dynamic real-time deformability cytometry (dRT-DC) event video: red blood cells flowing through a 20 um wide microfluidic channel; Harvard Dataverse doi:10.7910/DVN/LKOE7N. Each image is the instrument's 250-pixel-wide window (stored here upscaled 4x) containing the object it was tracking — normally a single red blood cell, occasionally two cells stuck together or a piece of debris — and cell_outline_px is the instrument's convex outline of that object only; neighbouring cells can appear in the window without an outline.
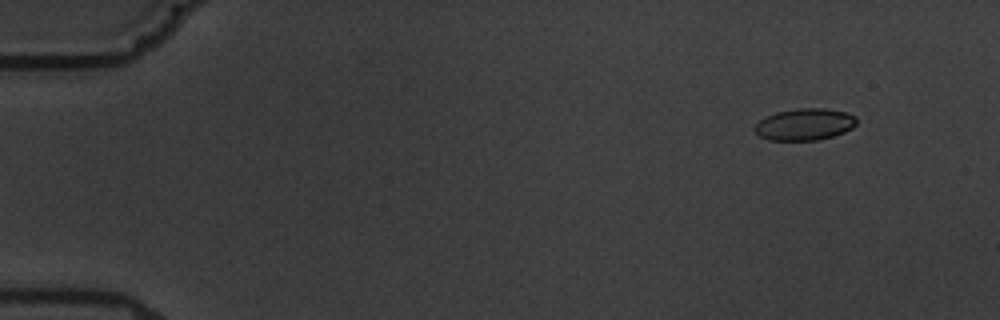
{"species": "common noctule bat (a hibernating species)", "species_latin": "Nyctalus noctula", "temperature_condition": "warm", "stored_images_in_passage": 6, "camera_frame_rate_fps": 3000, "um_per_image_px": 0.085, "animal": {"sex": "male", "body_mass_g": 19.5, "forearm_length_mm": 54.6}, "frame": {"image": 1, "passage_image": 2, "time_ms": 1.333, "image_size_px": [1000, 320], "cell_outline_px": [[856, 124], [852, 128], [844, 132], [832, 136], [816, 140], [768, 140], [760, 136], [752, 128], [760, 120], [776, 112], [800, 108], [824, 108], [844, 112], [856, 116]], "centroid_in_image_um": [68.39, 10.57], "position_along_channel_um": 16.6, "area_um2": 18.73}}
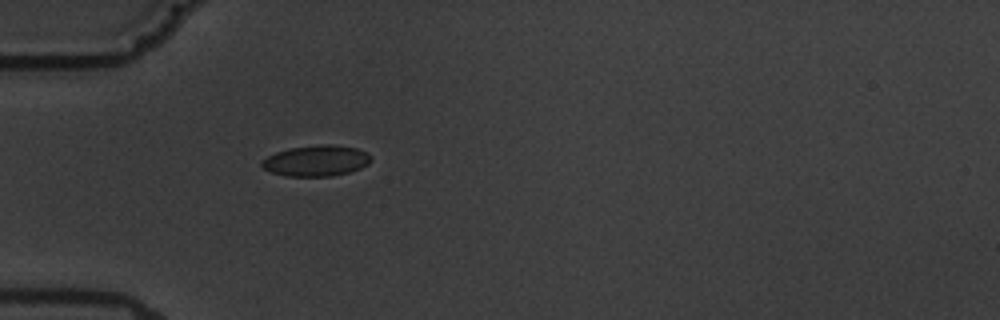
{"frame": {"image": 2, "passage_image": 6, "time_ms": 5.667, "image_size_px": [1000, 320], "cell_outline_px": [[372, 160], [368, 164], [360, 168], [348, 172], [332, 176], [288, 176], [272, 172], [264, 168], [260, 164], [268, 156], [276, 152], [288, 148], [320, 144], [332, 144], [356, 148], [372, 156]], "centroid_in_image_um": [26.9, 13.65], "position_along_channel_um": 58.1, "area_um2": 19.54}}